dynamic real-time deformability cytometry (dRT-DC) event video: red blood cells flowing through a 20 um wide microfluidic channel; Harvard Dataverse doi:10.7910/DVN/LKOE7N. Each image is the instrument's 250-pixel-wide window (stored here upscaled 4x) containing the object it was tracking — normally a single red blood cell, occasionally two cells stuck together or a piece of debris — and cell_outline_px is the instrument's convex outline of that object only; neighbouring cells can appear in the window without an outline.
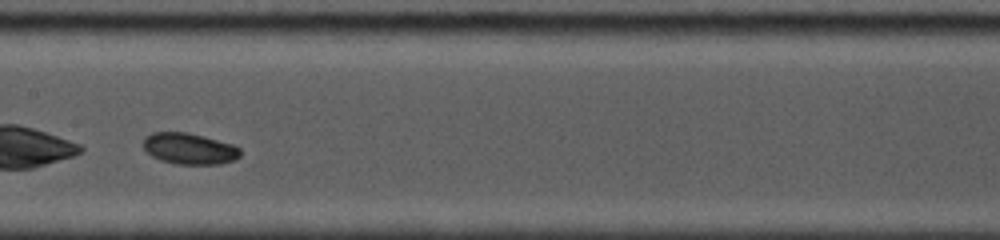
{"species": "common noctule bat (a hibernating species)", "species_latin": "Nyctalus noctula", "temperature_condition": "cold", "stored_images_in_passage": 24, "camera_frame_rate_fps": 5000, "um_per_image_px": 0.085, "animal": {"sex": "female", "body_mass_g": 19.0, "forearm_length_mm": 53.3}, "frame": {"image": 1, "passage_image": 8, "time_ms": 3.4, "image_size_px": [1000, 240], "cell_outline_px": [[240, 156], [232, 160], [220, 164], [176, 164], [160, 160], [152, 156], [144, 148], [144, 136], [152, 132], [188, 132], [204, 136], [232, 144], [240, 148]], "centroid_in_image_um": [16.08, 12.63], "position_along_channel_um": 191.3, "area_um2": 17.63}, "authors_computed_cell_mechanics": {"area_um2": 17.7735, "velocity_mm_per_s": 3.7974, "shape_relaxation_time_tau1_ms": 5.1372, "shape_relaxation_time_tau2_ms": null, "deformation_change_tau1": 0.1178, "deformation_change_tau2": null}}